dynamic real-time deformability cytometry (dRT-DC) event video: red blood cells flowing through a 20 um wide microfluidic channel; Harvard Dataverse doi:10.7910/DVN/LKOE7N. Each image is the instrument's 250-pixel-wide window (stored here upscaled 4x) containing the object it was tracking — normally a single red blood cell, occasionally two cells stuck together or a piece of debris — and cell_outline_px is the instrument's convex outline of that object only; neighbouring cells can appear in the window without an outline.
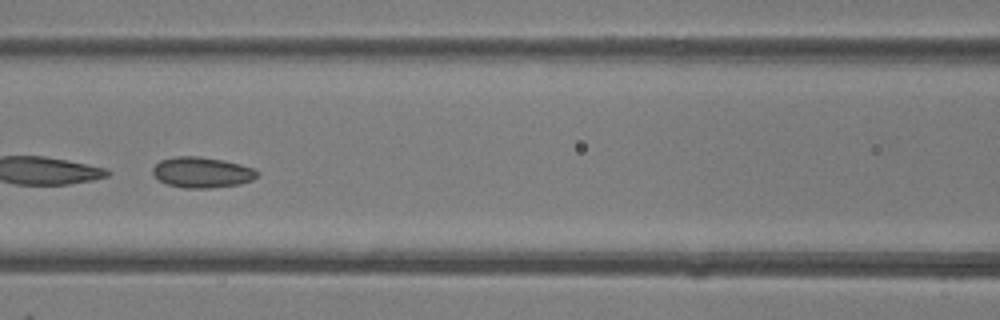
{"species": "common noctule bat (a hibernating species)", "species_latin": "Nyctalus noctula", "temperature_condition": "room temperature", "stored_images_in_passage": 6, "camera_frame_rate_fps": 3000, "um_per_image_px": 0.085, "animal": {"sex": "female"}, "frame": {"image": 1, "passage_image": 6, "time_ms": 5.333, "image_size_px": [1000, 320], "cell_outline_px": [[260, 172], [252, 180], [240, 184], [208, 188], [184, 188], [168, 184], [160, 180], [152, 172], [152, 168], [160, 160], [176, 156], [200, 156], [224, 160], [256, 168]], "centroid_in_image_um": [17.2, 14.64], "position_along_channel_um": 149.4, "area_um2": 18.73}}